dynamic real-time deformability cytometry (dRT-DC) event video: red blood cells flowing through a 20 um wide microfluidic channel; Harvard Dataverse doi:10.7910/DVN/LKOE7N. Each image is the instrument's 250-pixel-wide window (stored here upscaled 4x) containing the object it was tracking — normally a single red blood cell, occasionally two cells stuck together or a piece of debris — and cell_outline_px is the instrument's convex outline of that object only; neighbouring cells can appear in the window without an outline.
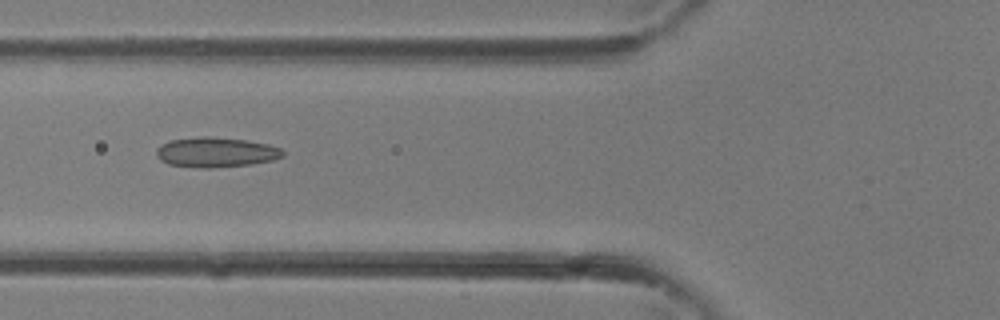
{"species": "common noctule bat (a hibernating species)", "species_latin": "Nyctalus noctula", "temperature_condition": "room temperature", "stored_images_in_passage": 36, "camera_frame_rate_fps": 3000, "um_per_image_px": 0.085, "animal": {"sex": "female"}, "frame": {"image": 1, "passage_image": 14, "time_ms": 4.333, "image_size_px": [1000, 320], "cell_outline_px": [[284, 156], [272, 160], [252, 164], [208, 168], [200, 168], [168, 164], [160, 160], [156, 156], [156, 148], [160, 144], [172, 140], [204, 136], [208, 136], [244, 140], [268, 144], [280, 148], [284, 152]], "centroid_in_image_um": [18.33, 12.94], "position_along_channel_um": 107.5, "area_um2": 22.02}}
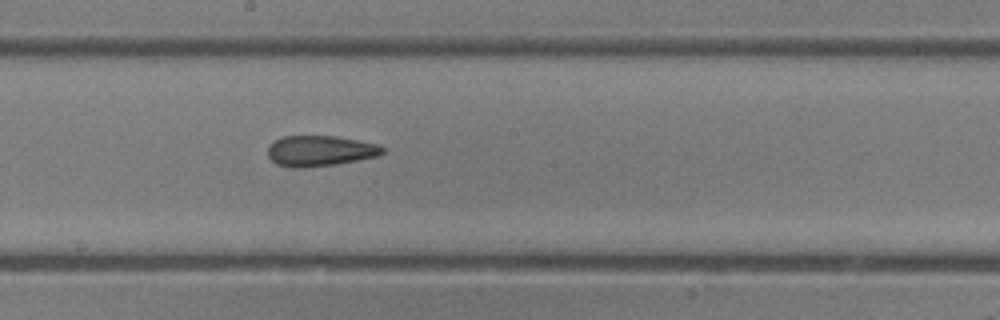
{"frame": {"image": 2, "passage_image": 20, "time_ms": 6.333, "image_size_px": [1000, 320], "cell_outline_px": [[384, 152], [380, 156], [336, 164], [300, 168], [292, 168], [276, 164], [268, 156], [268, 144], [272, 140], [284, 136], [336, 136], [376, 144], [384, 148]], "centroid_in_image_um": [27.16, 12.82], "position_along_channel_um": 221.0, "area_um2": 20.58}}
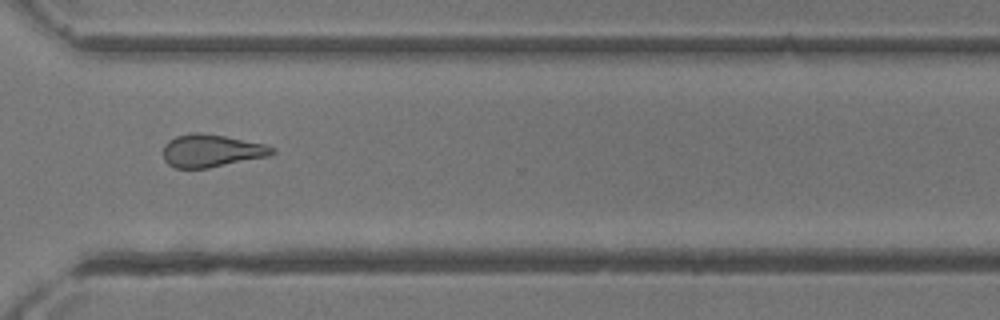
{"frame": {"image": 3, "passage_image": 27, "time_ms": 8.667, "image_size_px": [1000, 320], "cell_outline_px": [[276, 152], [268, 156], [208, 168], [176, 168], [168, 164], [164, 160], [164, 144], [168, 140], [176, 136], [192, 132], [200, 132], [224, 136], [264, 144], [276, 148]], "centroid_in_image_um": [17.95, 12.81], "position_along_channel_um": 352.6, "area_um2": 20.69}}